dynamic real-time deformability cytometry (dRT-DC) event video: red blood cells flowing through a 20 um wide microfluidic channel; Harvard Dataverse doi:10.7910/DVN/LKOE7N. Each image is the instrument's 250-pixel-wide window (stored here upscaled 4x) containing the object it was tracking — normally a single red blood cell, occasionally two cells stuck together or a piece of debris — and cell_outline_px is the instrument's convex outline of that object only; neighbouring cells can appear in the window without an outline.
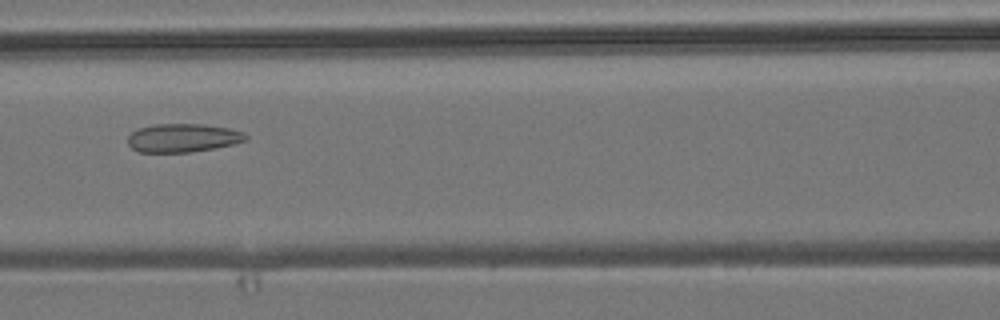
{"species": "common noctule bat (a hibernating species)", "species_latin": "Nyctalus noctula", "temperature_condition": "room temperature", "stored_images_in_passage": 7, "camera_frame_rate_fps": 3000, "um_per_image_px": 0.085, "animal": {"sex": "male", "body_mass_g": 19.2, "forearm_length_mm": 51.8}, "frame": {"image": 1, "passage_image": 7, "time_ms": 7.0, "image_size_px": [1000, 320], "cell_outline_px": [[248, 140], [232, 144], [192, 152], [140, 152], [132, 148], [128, 144], [128, 136], [136, 128], [156, 124], [204, 124], [228, 128], [244, 132], [248, 136]], "centroid_in_image_um": [15.54, 11.71], "position_along_channel_um": 151.1, "area_um2": 19.59}}